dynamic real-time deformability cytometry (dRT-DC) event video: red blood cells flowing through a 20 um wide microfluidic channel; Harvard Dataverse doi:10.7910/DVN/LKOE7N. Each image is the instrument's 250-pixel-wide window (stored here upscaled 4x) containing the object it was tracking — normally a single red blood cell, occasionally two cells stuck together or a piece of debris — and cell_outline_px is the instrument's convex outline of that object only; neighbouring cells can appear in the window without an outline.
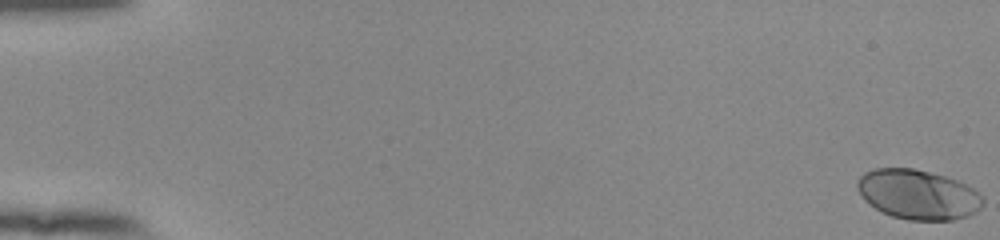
{"species": "human", "species_latin": "Homo sapiens", "temperature_condition": "room temperature", "stored_images_in_passage": 55, "camera_frame_rate_fps": 3000, "um_per_image_px": 0.085, "donor": {"sex": "female"}, "frame": {"image": 1, "passage_image": 1, "time_ms": 0.0, "image_size_px": [1000, 240], "cell_outline_px": [[984, 204], [976, 212], [968, 216], [952, 220], [908, 220], [892, 216], [876, 208], [864, 200], [856, 188], [856, 184], [860, 176], [864, 172], [876, 168], [912, 168], [944, 176], [956, 180], [972, 188], [984, 196]], "centroid_in_image_um": [78.03, 16.54], "position_along_channel_um": 7.0, "area_um2": 36.36}}
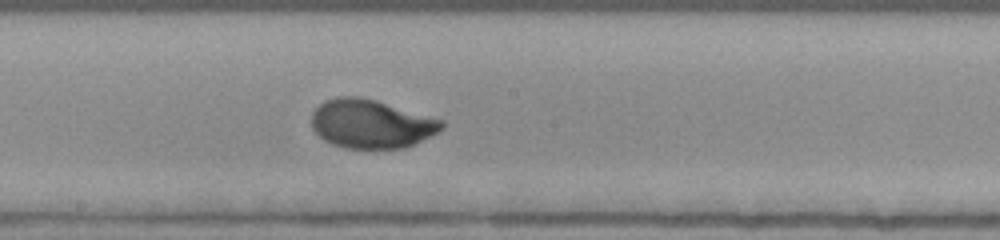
{"frame": {"image": 2, "passage_image": 32, "time_ms": 10.333, "image_size_px": [1000, 240], "cell_outline_px": [[444, 128], [440, 132], [404, 148], [344, 148], [332, 144], [324, 140], [312, 128], [312, 112], [324, 100], [336, 96], [360, 96], [376, 100], [444, 120]], "centroid_in_image_um": [31.55, 10.52], "position_along_channel_um": 216.6, "area_um2": 37.11}}
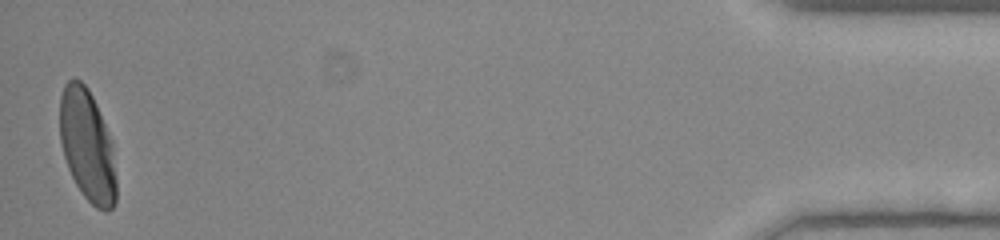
{"frame": {"image": 3, "passage_image": 55, "time_ms": 18.0, "image_size_px": [1000, 240], "cell_outline_px": [[116, 204], [108, 212], [104, 212], [96, 208], [84, 196], [76, 184], [68, 168], [60, 144], [60, 96], [64, 84], [72, 76], [80, 80], [88, 88], [96, 104], [112, 140], [116, 180]], "centroid_in_image_um": [7.42, 12.37], "position_along_channel_um": 427.8, "area_um2": 37.11}, "authors_computed_cell_mechanics": {"area_um2": 36.125, "velocity_mm_per_s": 3.8365, "shape_relaxation_time_tau1_ms": 3.0119, "shape_relaxation_time_tau2_ms": null, "deformation_change_tau1": 0.1692, "deformation_change_tau2": null}}